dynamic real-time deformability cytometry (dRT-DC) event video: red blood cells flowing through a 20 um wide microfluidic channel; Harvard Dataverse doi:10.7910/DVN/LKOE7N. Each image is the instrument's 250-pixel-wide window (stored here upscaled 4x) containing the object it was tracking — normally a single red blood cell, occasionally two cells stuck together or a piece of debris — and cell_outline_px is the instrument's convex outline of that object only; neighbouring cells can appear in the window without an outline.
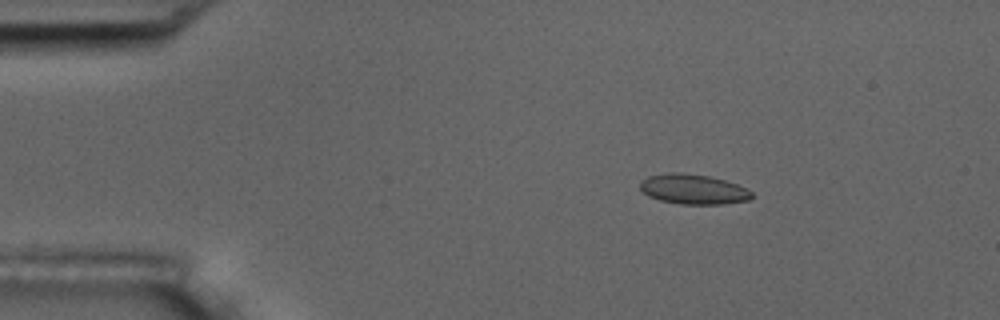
{"species": "common noctule bat (a hibernating species)", "species_latin": "Nyctalus noctula", "temperature_condition": "room temperature", "stored_images_in_passage": 5, "camera_frame_rate_fps": 3000, "um_per_image_px": 0.085, "animal": {"sex": "male", "body_mass_g": 17.5, "forearm_length_mm": 52.3}, "frame": {"image": 1, "passage_image": 2, "time_ms": 0.333, "image_size_px": [1000, 320], "cell_outline_px": [[752, 200], [724, 204], [680, 204], [660, 200], [648, 196], [640, 188], [640, 180], [648, 176], [668, 172], [680, 172], [708, 176], [724, 180], [736, 184], [752, 192]], "centroid_in_image_um": [58.91, 16.08], "position_along_channel_um": 26.1, "area_um2": 19.54}}